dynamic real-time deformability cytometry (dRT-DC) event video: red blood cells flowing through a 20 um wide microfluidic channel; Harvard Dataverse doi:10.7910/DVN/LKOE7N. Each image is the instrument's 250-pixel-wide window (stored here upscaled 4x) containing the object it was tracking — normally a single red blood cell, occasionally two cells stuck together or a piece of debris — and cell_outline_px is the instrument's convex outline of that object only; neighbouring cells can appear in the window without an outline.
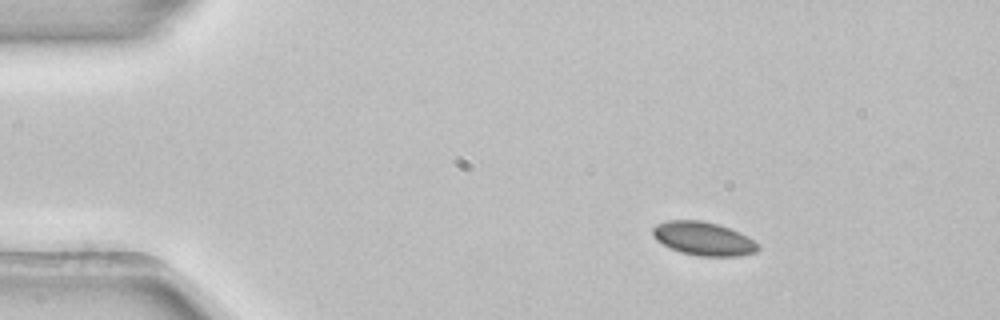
{"species": "common noctule bat (a hibernating species)", "species_latin": "Nyctalus noctula", "temperature_condition": "room temperature", "stored_images_in_passage": 2, "camera_frame_rate_fps": 3000, "um_per_image_px": 0.085, "animal": {"sex": "female", "body_mass_g": 22.7, "forearm_length_mm": 54.2}, "frame": {"image": 1, "passage_image": 1, "time_ms": 0.0, "image_size_px": [1000, 320], "cell_outline_px": [[760, 248], [756, 252], [740, 256], [700, 256], [680, 252], [656, 240], [652, 236], [652, 228], [656, 224], [668, 220], [700, 220], [720, 224], [740, 232], [748, 236]], "centroid_in_image_um": [59.78, 20.27], "position_along_channel_um": 25.2, "area_um2": 20.63}}